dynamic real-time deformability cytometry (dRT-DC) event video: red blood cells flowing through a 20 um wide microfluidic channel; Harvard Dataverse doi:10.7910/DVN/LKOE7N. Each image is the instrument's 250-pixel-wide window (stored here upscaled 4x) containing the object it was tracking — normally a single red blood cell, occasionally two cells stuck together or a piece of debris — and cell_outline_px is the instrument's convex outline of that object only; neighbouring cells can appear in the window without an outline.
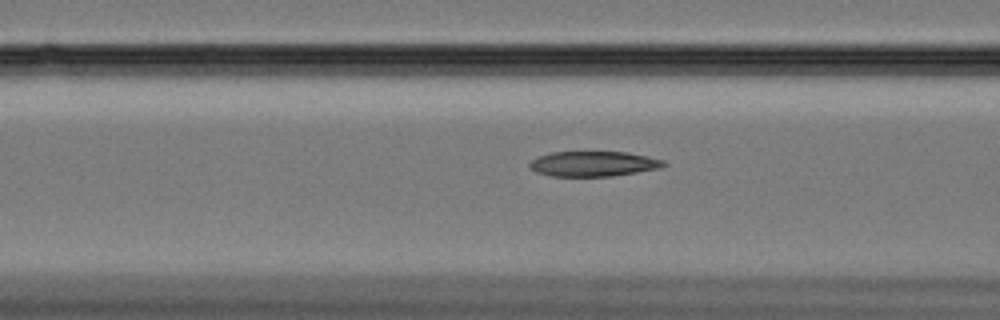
{"species": "Egyptian fruit bat (a non-hibernating species)", "species_latin": "Rousettus aegyptiacus", "temperature_condition": "cold", "stored_images_in_passage": 50, "camera_frame_rate_fps": 3000, "um_per_image_px": 0.085, "animal": {"sex": "female"}, "frame": {"image": 1, "passage_image": 20, "time_ms": 6.333, "image_size_px": [1000, 320], "cell_outline_px": [[668, 164], [660, 168], [612, 176], [552, 176], [536, 172], [528, 164], [532, 160], [540, 156], [552, 152], [628, 152], [648, 156], [664, 160]], "centroid_in_image_um": [50.48, 13.92], "position_along_channel_um": 116.1, "area_um2": 19.54}}
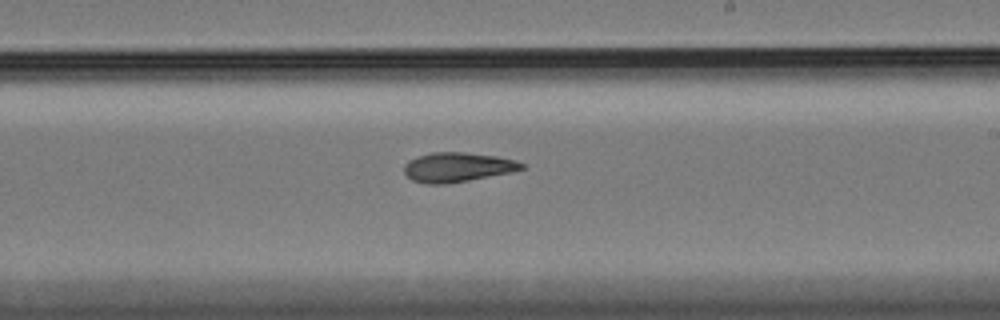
{"frame": {"image": 2, "passage_image": 32, "time_ms": 10.333, "image_size_px": [1000, 320], "cell_outline_px": [[524, 168], [512, 172], [448, 184], [428, 184], [412, 180], [404, 172], [404, 164], [408, 160], [416, 156], [432, 152], [464, 152], [496, 156], [516, 160], [524, 164]], "centroid_in_image_um": [38.86, 14.21], "position_along_channel_um": 250.1, "area_um2": 20.29}}
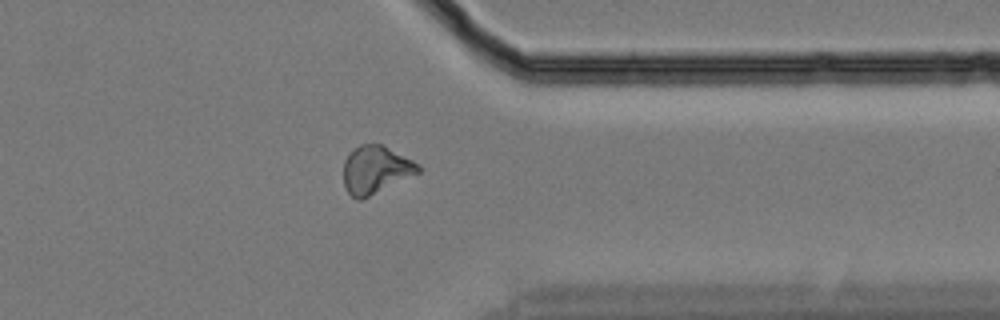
{"frame": {"image": 3, "passage_image": 44, "time_ms": 14.333, "image_size_px": [1000, 320], "cell_outline_px": [[420, 172], [360, 200], [356, 200], [344, 188], [344, 160], [348, 152], [352, 148], [360, 144], [384, 144], [420, 164]], "centroid_in_image_um": [31.91, 14.4], "position_along_channel_um": 379.5, "area_um2": 20.92}}